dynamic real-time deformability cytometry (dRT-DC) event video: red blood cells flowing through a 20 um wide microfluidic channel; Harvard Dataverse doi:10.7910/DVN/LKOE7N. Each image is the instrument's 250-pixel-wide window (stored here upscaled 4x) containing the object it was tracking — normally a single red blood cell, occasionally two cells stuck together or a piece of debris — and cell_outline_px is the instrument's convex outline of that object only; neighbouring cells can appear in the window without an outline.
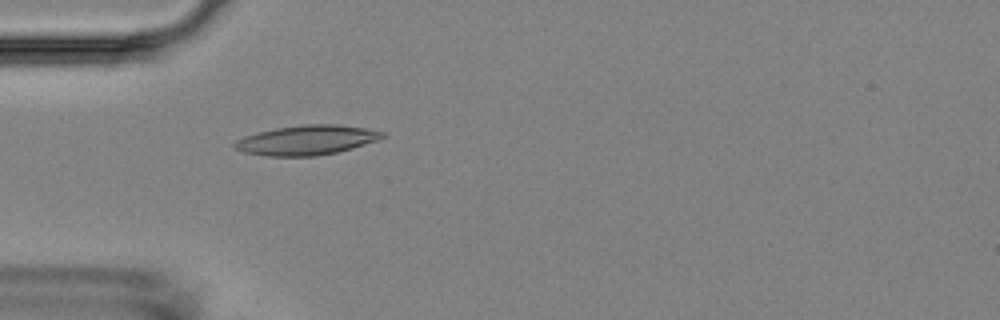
{"species": "Egyptian fruit bat (a non-hibernating species)", "species_latin": "Rousettus aegyptiacus", "temperature_condition": "room temperature", "stored_images_in_passage": 5, "camera_frame_rate_fps": 3000, "um_per_image_px": 0.085, "animal": {"sex": "female"}, "frame": {"image": 1, "passage_image": 5, "time_ms": 5.333, "image_size_px": [1000, 320], "cell_outline_px": [[388, 136], [380, 140], [352, 148], [336, 152], [316, 156], [268, 156], [244, 152], [232, 148], [232, 144], [236, 140], [244, 136], [276, 128], [304, 124], [336, 124], [364, 128], [384, 132]], "centroid_in_image_um": [26.08, 11.91], "position_along_channel_um": 58.9, "area_um2": 25.61}}